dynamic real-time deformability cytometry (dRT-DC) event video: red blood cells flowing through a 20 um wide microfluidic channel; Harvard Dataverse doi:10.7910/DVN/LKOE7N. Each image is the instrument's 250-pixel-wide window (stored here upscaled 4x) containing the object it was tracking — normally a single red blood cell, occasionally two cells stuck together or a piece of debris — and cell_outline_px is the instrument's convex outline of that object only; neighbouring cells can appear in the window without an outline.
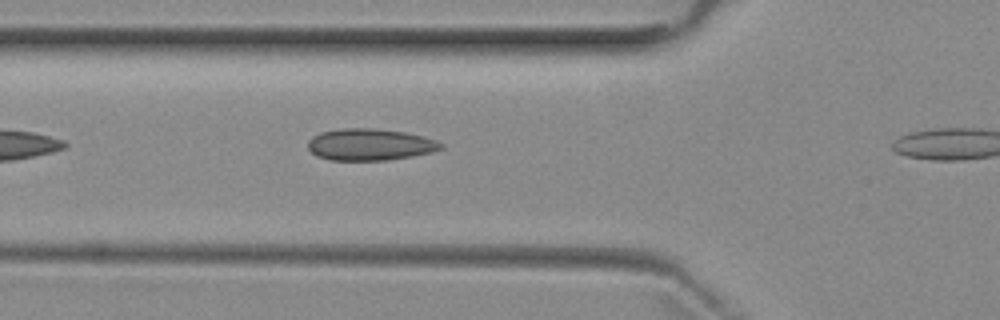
{"species": "common noctule bat (a hibernating species)", "species_latin": "Nyctalus noctula", "temperature_condition": "room temperature", "stored_images_in_passage": 4, "camera_frame_rate_fps": 3000, "um_per_image_px": 0.085, "animal": {"sex": "female", "body_mass_g": 29.2, "forearm_length_mm": 56.3}, "frame": {"image": 1, "passage_image": 3, "time_ms": 2.333, "image_size_px": [1000, 320], "cell_outline_px": [[444, 148], [432, 152], [412, 156], [388, 160], [328, 160], [316, 156], [308, 148], [308, 140], [312, 136], [320, 132], [340, 128], [376, 128], [404, 132], [424, 136], [436, 140], [444, 144]], "centroid_in_image_um": [31.44, 12.28], "position_along_channel_um": 94.4, "area_um2": 24.85}}